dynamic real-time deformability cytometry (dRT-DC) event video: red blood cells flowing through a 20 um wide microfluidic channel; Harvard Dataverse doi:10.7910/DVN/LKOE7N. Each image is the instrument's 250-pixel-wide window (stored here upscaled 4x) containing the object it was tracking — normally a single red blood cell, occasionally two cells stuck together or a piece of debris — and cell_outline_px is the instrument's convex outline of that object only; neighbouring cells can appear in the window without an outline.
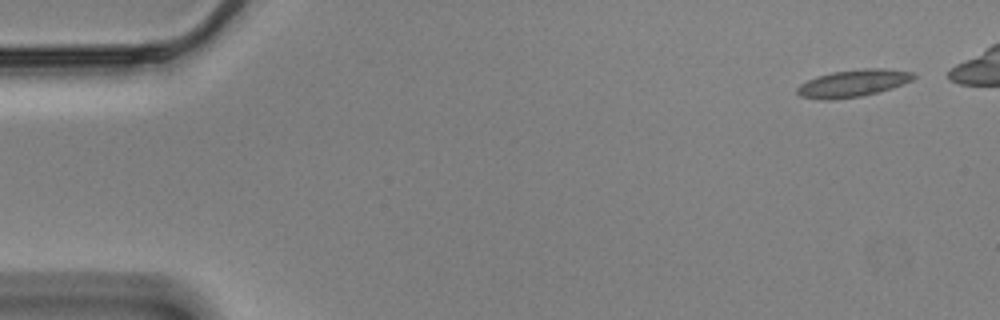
{"species": "Egyptian fruit bat (a non-hibernating species)", "species_latin": "Rousettus aegyptiacus", "temperature_condition": "cold", "stored_images_in_passage": 49, "camera_frame_rate_fps": 3000, "um_per_image_px": 0.085, "animal": {"sex": "male"}, "frame": {"image": 1, "passage_image": 1, "time_ms": 0.0, "image_size_px": [1000, 320], "cell_outline_px": [[916, 76], [912, 80], [892, 88], [860, 96], [832, 100], [820, 100], [800, 96], [796, 92], [796, 88], [800, 84], [816, 76], [832, 72], [864, 68], [884, 68], [912, 72]], "centroid_in_image_um": [72.47, 7.07], "position_along_channel_um": 12.5, "area_um2": 18.44}}
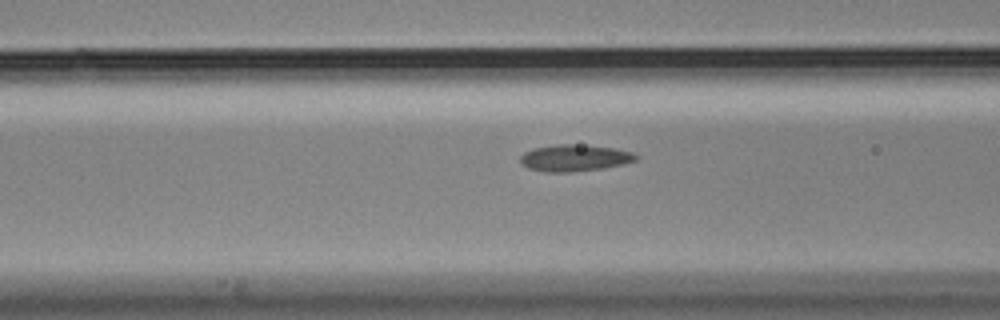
{"frame": {"image": 2, "passage_image": 20, "time_ms": 6.333, "image_size_px": [1000, 320], "cell_outline_px": [[640, 156], [636, 160], [624, 164], [604, 168], [568, 172], [548, 172], [528, 168], [520, 164], [520, 156], [524, 152], [532, 148], [556, 144], [572, 144], [616, 148], [632, 152]], "centroid_in_image_um": [48.83, 13.42], "position_along_channel_um": 117.8, "area_um2": 18.09}}
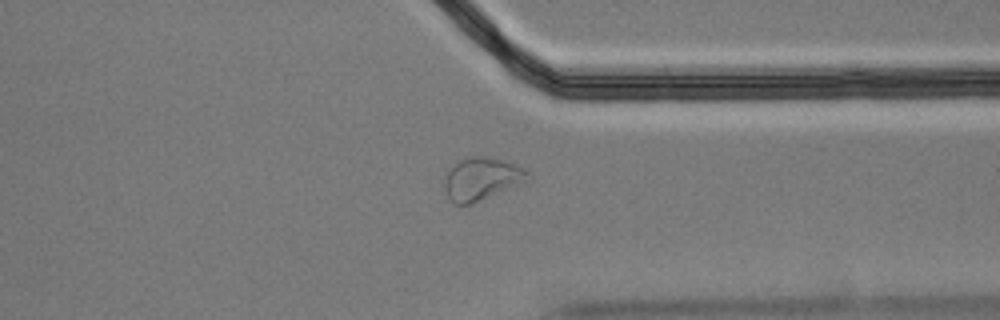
{"frame": {"image": 3, "passage_image": 42, "time_ms": 13.667, "image_size_px": [1000, 320], "cell_outline_px": [[532, 180], [472, 204], [452, 204], [444, 188], [444, 184], [448, 172], [460, 160], [468, 156], [484, 156], [504, 160], [528, 172], [532, 176]], "centroid_in_image_um": [40.98, 15.22], "position_along_channel_um": 370.4, "area_um2": 20.69}, "authors_computed_cell_mechanics": {"area_um2": 17.6868, "velocity_mm_per_s": 3.4599, "shape_relaxation_time_tau1_ms": null, "shape_relaxation_time_tau2_ms": 1.9879, "deformation_change_tau1": null, "deformation_change_tau2": 0.0798}}